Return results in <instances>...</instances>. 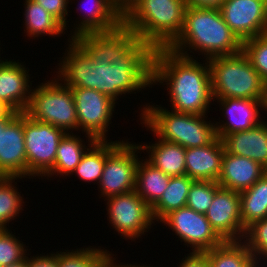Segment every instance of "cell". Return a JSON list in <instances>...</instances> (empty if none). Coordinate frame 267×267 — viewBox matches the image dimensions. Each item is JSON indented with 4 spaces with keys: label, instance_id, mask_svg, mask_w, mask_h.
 I'll return each instance as SVG.
<instances>
[{
    "label": "cell",
    "instance_id": "cell-1",
    "mask_svg": "<svg viewBox=\"0 0 267 267\" xmlns=\"http://www.w3.org/2000/svg\"><path fill=\"white\" fill-rule=\"evenodd\" d=\"M63 57L57 63V77L69 88H88L109 96L116 103L123 94L152 88L154 48L139 40L114 63L94 62L73 40L68 38ZM62 60V61H61Z\"/></svg>",
    "mask_w": 267,
    "mask_h": 267
},
{
    "label": "cell",
    "instance_id": "cell-2",
    "mask_svg": "<svg viewBox=\"0 0 267 267\" xmlns=\"http://www.w3.org/2000/svg\"><path fill=\"white\" fill-rule=\"evenodd\" d=\"M197 60L168 48L154 50L152 85L167 86L172 111L207 115L210 104L213 105L208 60H204L205 64Z\"/></svg>",
    "mask_w": 267,
    "mask_h": 267
},
{
    "label": "cell",
    "instance_id": "cell-3",
    "mask_svg": "<svg viewBox=\"0 0 267 267\" xmlns=\"http://www.w3.org/2000/svg\"><path fill=\"white\" fill-rule=\"evenodd\" d=\"M167 48L176 54L194 59L196 57L192 53L198 52V55L208 60L211 57L241 52L242 42L225 23L219 8L187 6L183 29Z\"/></svg>",
    "mask_w": 267,
    "mask_h": 267
},
{
    "label": "cell",
    "instance_id": "cell-4",
    "mask_svg": "<svg viewBox=\"0 0 267 267\" xmlns=\"http://www.w3.org/2000/svg\"><path fill=\"white\" fill-rule=\"evenodd\" d=\"M185 0H137L123 13V25L154 49L167 48L181 33Z\"/></svg>",
    "mask_w": 267,
    "mask_h": 267
},
{
    "label": "cell",
    "instance_id": "cell-5",
    "mask_svg": "<svg viewBox=\"0 0 267 267\" xmlns=\"http://www.w3.org/2000/svg\"><path fill=\"white\" fill-rule=\"evenodd\" d=\"M153 105H143L139 120L158 139L195 148L206 146L216 138L214 122L205 120L208 116L170 111L161 105Z\"/></svg>",
    "mask_w": 267,
    "mask_h": 267
},
{
    "label": "cell",
    "instance_id": "cell-6",
    "mask_svg": "<svg viewBox=\"0 0 267 267\" xmlns=\"http://www.w3.org/2000/svg\"><path fill=\"white\" fill-rule=\"evenodd\" d=\"M213 99L264 100L265 83L241 51L208 59Z\"/></svg>",
    "mask_w": 267,
    "mask_h": 267
},
{
    "label": "cell",
    "instance_id": "cell-7",
    "mask_svg": "<svg viewBox=\"0 0 267 267\" xmlns=\"http://www.w3.org/2000/svg\"><path fill=\"white\" fill-rule=\"evenodd\" d=\"M25 113L32 119L51 124L66 133L78 131L77 112L71 88L57 76L32 89Z\"/></svg>",
    "mask_w": 267,
    "mask_h": 267
},
{
    "label": "cell",
    "instance_id": "cell-8",
    "mask_svg": "<svg viewBox=\"0 0 267 267\" xmlns=\"http://www.w3.org/2000/svg\"><path fill=\"white\" fill-rule=\"evenodd\" d=\"M140 152L139 144L128 140H108V157L98 183V192L105 197L103 199L135 190L140 160L137 154Z\"/></svg>",
    "mask_w": 267,
    "mask_h": 267
},
{
    "label": "cell",
    "instance_id": "cell-9",
    "mask_svg": "<svg viewBox=\"0 0 267 267\" xmlns=\"http://www.w3.org/2000/svg\"><path fill=\"white\" fill-rule=\"evenodd\" d=\"M23 130L27 178H43L53 169L59 142L66 132L51 124L38 122L25 112L23 113Z\"/></svg>",
    "mask_w": 267,
    "mask_h": 267
},
{
    "label": "cell",
    "instance_id": "cell-10",
    "mask_svg": "<svg viewBox=\"0 0 267 267\" xmlns=\"http://www.w3.org/2000/svg\"><path fill=\"white\" fill-rule=\"evenodd\" d=\"M107 204V219L112 229L125 240L133 242L145 235L156 225L151 207L136 193L135 190L112 196L104 200Z\"/></svg>",
    "mask_w": 267,
    "mask_h": 267
},
{
    "label": "cell",
    "instance_id": "cell-11",
    "mask_svg": "<svg viewBox=\"0 0 267 267\" xmlns=\"http://www.w3.org/2000/svg\"><path fill=\"white\" fill-rule=\"evenodd\" d=\"M78 121V132L86 133L96 141L108 140L106 136L114 117L116 102L94 89L71 88ZM109 128V129H108Z\"/></svg>",
    "mask_w": 267,
    "mask_h": 267
},
{
    "label": "cell",
    "instance_id": "cell-12",
    "mask_svg": "<svg viewBox=\"0 0 267 267\" xmlns=\"http://www.w3.org/2000/svg\"><path fill=\"white\" fill-rule=\"evenodd\" d=\"M178 236L192 252H205L218 247L224 240L216 233L205 214L185 206L171 211L161 221ZM192 248V249H191Z\"/></svg>",
    "mask_w": 267,
    "mask_h": 267
},
{
    "label": "cell",
    "instance_id": "cell-13",
    "mask_svg": "<svg viewBox=\"0 0 267 267\" xmlns=\"http://www.w3.org/2000/svg\"><path fill=\"white\" fill-rule=\"evenodd\" d=\"M219 10L241 42L267 33V0H224Z\"/></svg>",
    "mask_w": 267,
    "mask_h": 267
},
{
    "label": "cell",
    "instance_id": "cell-14",
    "mask_svg": "<svg viewBox=\"0 0 267 267\" xmlns=\"http://www.w3.org/2000/svg\"><path fill=\"white\" fill-rule=\"evenodd\" d=\"M73 40L94 62L103 64L122 58L139 41V37L122 25L112 32L84 33Z\"/></svg>",
    "mask_w": 267,
    "mask_h": 267
},
{
    "label": "cell",
    "instance_id": "cell-15",
    "mask_svg": "<svg viewBox=\"0 0 267 267\" xmlns=\"http://www.w3.org/2000/svg\"><path fill=\"white\" fill-rule=\"evenodd\" d=\"M212 228L224 241H241L246 228L240 215V194L220 187L205 213Z\"/></svg>",
    "mask_w": 267,
    "mask_h": 267
},
{
    "label": "cell",
    "instance_id": "cell-16",
    "mask_svg": "<svg viewBox=\"0 0 267 267\" xmlns=\"http://www.w3.org/2000/svg\"><path fill=\"white\" fill-rule=\"evenodd\" d=\"M221 107L224 120L214 123L216 137L222 138L225 135L235 132L252 129L261 124L264 120L260 111L265 110L263 100L225 98L213 99ZM221 122V123H220Z\"/></svg>",
    "mask_w": 267,
    "mask_h": 267
},
{
    "label": "cell",
    "instance_id": "cell-17",
    "mask_svg": "<svg viewBox=\"0 0 267 267\" xmlns=\"http://www.w3.org/2000/svg\"><path fill=\"white\" fill-rule=\"evenodd\" d=\"M25 65L14 59L0 61V101L17 113H24L31 99L33 81Z\"/></svg>",
    "mask_w": 267,
    "mask_h": 267
},
{
    "label": "cell",
    "instance_id": "cell-18",
    "mask_svg": "<svg viewBox=\"0 0 267 267\" xmlns=\"http://www.w3.org/2000/svg\"><path fill=\"white\" fill-rule=\"evenodd\" d=\"M0 176L27 178L23 113L0 130Z\"/></svg>",
    "mask_w": 267,
    "mask_h": 267
},
{
    "label": "cell",
    "instance_id": "cell-19",
    "mask_svg": "<svg viewBox=\"0 0 267 267\" xmlns=\"http://www.w3.org/2000/svg\"><path fill=\"white\" fill-rule=\"evenodd\" d=\"M72 2V0H69ZM77 1V0H76ZM91 5H90V4ZM81 4H88L79 7L85 8L83 18L76 21L74 30H70V38L84 33L112 32L119 29L123 25V13L116 7L113 0H86ZM79 4V5H81ZM90 7V8H89ZM83 12V10H80ZM73 31V33H72Z\"/></svg>",
    "mask_w": 267,
    "mask_h": 267
},
{
    "label": "cell",
    "instance_id": "cell-20",
    "mask_svg": "<svg viewBox=\"0 0 267 267\" xmlns=\"http://www.w3.org/2000/svg\"><path fill=\"white\" fill-rule=\"evenodd\" d=\"M266 171L259 162L224 152L217 183L222 188L241 193L256 183Z\"/></svg>",
    "mask_w": 267,
    "mask_h": 267
},
{
    "label": "cell",
    "instance_id": "cell-21",
    "mask_svg": "<svg viewBox=\"0 0 267 267\" xmlns=\"http://www.w3.org/2000/svg\"><path fill=\"white\" fill-rule=\"evenodd\" d=\"M224 152V145L218 137L206 146L186 148V175L194 181H217Z\"/></svg>",
    "mask_w": 267,
    "mask_h": 267
},
{
    "label": "cell",
    "instance_id": "cell-22",
    "mask_svg": "<svg viewBox=\"0 0 267 267\" xmlns=\"http://www.w3.org/2000/svg\"><path fill=\"white\" fill-rule=\"evenodd\" d=\"M225 152L250 158L267 169V119L252 129L221 138Z\"/></svg>",
    "mask_w": 267,
    "mask_h": 267
},
{
    "label": "cell",
    "instance_id": "cell-23",
    "mask_svg": "<svg viewBox=\"0 0 267 267\" xmlns=\"http://www.w3.org/2000/svg\"><path fill=\"white\" fill-rule=\"evenodd\" d=\"M147 152L146 160L166 175L175 177L186 175V148L179 144L157 139L155 143L139 145ZM148 157V158H147Z\"/></svg>",
    "mask_w": 267,
    "mask_h": 267
},
{
    "label": "cell",
    "instance_id": "cell-24",
    "mask_svg": "<svg viewBox=\"0 0 267 267\" xmlns=\"http://www.w3.org/2000/svg\"><path fill=\"white\" fill-rule=\"evenodd\" d=\"M85 137L87 138L86 142L85 139L75 135L74 132L66 133L63 136L58 145L53 169L45 176L47 179L48 177L53 178L55 175L58 177L73 175V171L80 163L84 153L96 141L89 135L85 134ZM85 143H88L87 146Z\"/></svg>",
    "mask_w": 267,
    "mask_h": 267
},
{
    "label": "cell",
    "instance_id": "cell-25",
    "mask_svg": "<svg viewBox=\"0 0 267 267\" xmlns=\"http://www.w3.org/2000/svg\"><path fill=\"white\" fill-rule=\"evenodd\" d=\"M23 5L24 33L27 37L35 40V37L38 39L40 35L61 37L63 33L65 34L64 26L35 0H25Z\"/></svg>",
    "mask_w": 267,
    "mask_h": 267
},
{
    "label": "cell",
    "instance_id": "cell-26",
    "mask_svg": "<svg viewBox=\"0 0 267 267\" xmlns=\"http://www.w3.org/2000/svg\"><path fill=\"white\" fill-rule=\"evenodd\" d=\"M144 161V162H143ZM171 176L155 168L146 159L139 160L136 171V193L152 207L166 190Z\"/></svg>",
    "mask_w": 267,
    "mask_h": 267
},
{
    "label": "cell",
    "instance_id": "cell-27",
    "mask_svg": "<svg viewBox=\"0 0 267 267\" xmlns=\"http://www.w3.org/2000/svg\"><path fill=\"white\" fill-rule=\"evenodd\" d=\"M205 253L210 267H260L243 240L224 241Z\"/></svg>",
    "mask_w": 267,
    "mask_h": 267
},
{
    "label": "cell",
    "instance_id": "cell-28",
    "mask_svg": "<svg viewBox=\"0 0 267 267\" xmlns=\"http://www.w3.org/2000/svg\"><path fill=\"white\" fill-rule=\"evenodd\" d=\"M194 180L187 175L171 177L161 198L151 207L154 222L161 221L171 211L185 207Z\"/></svg>",
    "mask_w": 267,
    "mask_h": 267
},
{
    "label": "cell",
    "instance_id": "cell-29",
    "mask_svg": "<svg viewBox=\"0 0 267 267\" xmlns=\"http://www.w3.org/2000/svg\"><path fill=\"white\" fill-rule=\"evenodd\" d=\"M240 194V215L245 228L267 218V171L250 188Z\"/></svg>",
    "mask_w": 267,
    "mask_h": 267
},
{
    "label": "cell",
    "instance_id": "cell-30",
    "mask_svg": "<svg viewBox=\"0 0 267 267\" xmlns=\"http://www.w3.org/2000/svg\"><path fill=\"white\" fill-rule=\"evenodd\" d=\"M107 157L108 140L95 141L84 153L73 173L82 181L94 184L97 182L98 185Z\"/></svg>",
    "mask_w": 267,
    "mask_h": 267
},
{
    "label": "cell",
    "instance_id": "cell-31",
    "mask_svg": "<svg viewBox=\"0 0 267 267\" xmlns=\"http://www.w3.org/2000/svg\"><path fill=\"white\" fill-rule=\"evenodd\" d=\"M17 179L22 177H3L0 176V228L9 227V223L19 217L23 211V201L18 188L15 186ZM15 183V184H13Z\"/></svg>",
    "mask_w": 267,
    "mask_h": 267
},
{
    "label": "cell",
    "instance_id": "cell-32",
    "mask_svg": "<svg viewBox=\"0 0 267 267\" xmlns=\"http://www.w3.org/2000/svg\"><path fill=\"white\" fill-rule=\"evenodd\" d=\"M65 251H58V267H106V257L109 254V251L99 246Z\"/></svg>",
    "mask_w": 267,
    "mask_h": 267
},
{
    "label": "cell",
    "instance_id": "cell-33",
    "mask_svg": "<svg viewBox=\"0 0 267 267\" xmlns=\"http://www.w3.org/2000/svg\"><path fill=\"white\" fill-rule=\"evenodd\" d=\"M243 241L247 244L258 266L267 267L265 266L267 262V218L255 221L248 226Z\"/></svg>",
    "mask_w": 267,
    "mask_h": 267
},
{
    "label": "cell",
    "instance_id": "cell-34",
    "mask_svg": "<svg viewBox=\"0 0 267 267\" xmlns=\"http://www.w3.org/2000/svg\"><path fill=\"white\" fill-rule=\"evenodd\" d=\"M10 230L8 227L0 228V267L19 263L27 256L28 246Z\"/></svg>",
    "mask_w": 267,
    "mask_h": 267
},
{
    "label": "cell",
    "instance_id": "cell-35",
    "mask_svg": "<svg viewBox=\"0 0 267 267\" xmlns=\"http://www.w3.org/2000/svg\"><path fill=\"white\" fill-rule=\"evenodd\" d=\"M220 187L217 181H194L188 193L186 206L205 214Z\"/></svg>",
    "mask_w": 267,
    "mask_h": 267
},
{
    "label": "cell",
    "instance_id": "cell-36",
    "mask_svg": "<svg viewBox=\"0 0 267 267\" xmlns=\"http://www.w3.org/2000/svg\"><path fill=\"white\" fill-rule=\"evenodd\" d=\"M242 52L267 83V33L242 42Z\"/></svg>",
    "mask_w": 267,
    "mask_h": 267
},
{
    "label": "cell",
    "instance_id": "cell-37",
    "mask_svg": "<svg viewBox=\"0 0 267 267\" xmlns=\"http://www.w3.org/2000/svg\"><path fill=\"white\" fill-rule=\"evenodd\" d=\"M38 4L44 7L52 16H54L63 26L64 30H67L69 23L68 12L69 0H35ZM67 16V17H66ZM66 27V28H65Z\"/></svg>",
    "mask_w": 267,
    "mask_h": 267
},
{
    "label": "cell",
    "instance_id": "cell-38",
    "mask_svg": "<svg viewBox=\"0 0 267 267\" xmlns=\"http://www.w3.org/2000/svg\"><path fill=\"white\" fill-rule=\"evenodd\" d=\"M179 263L178 267H210L205 252H190Z\"/></svg>",
    "mask_w": 267,
    "mask_h": 267
},
{
    "label": "cell",
    "instance_id": "cell-39",
    "mask_svg": "<svg viewBox=\"0 0 267 267\" xmlns=\"http://www.w3.org/2000/svg\"><path fill=\"white\" fill-rule=\"evenodd\" d=\"M29 267H58V251L47 255L30 256Z\"/></svg>",
    "mask_w": 267,
    "mask_h": 267
},
{
    "label": "cell",
    "instance_id": "cell-40",
    "mask_svg": "<svg viewBox=\"0 0 267 267\" xmlns=\"http://www.w3.org/2000/svg\"><path fill=\"white\" fill-rule=\"evenodd\" d=\"M224 0H185L187 6L219 8Z\"/></svg>",
    "mask_w": 267,
    "mask_h": 267
},
{
    "label": "cell",
    "instance_id": "cell-41",
    "mask_svg": "<svg viewBox=\"0 0 267 267\" xmlns=\"http://www.w3.org/2000/svg\"><path fill=\"white\" fill-rule=\"evenodd\" d=\"M115 257H114V254H112V252H109V254H108V256L106 257V267H150V265L149 266H147V265H145V264H142V265H137V264H122V263H116L117 262V260L115 261ZM151 267H153V266H151Z\"/></svg>",
    "mask_w": 267,
    "mask_h": 267
},
{
    "label": "cell",
    "instance_id": "cell-42",
    "mask_svg": "<svg viewBox=\"0 0 267 267\" xmlns=\"http://www.w3.org/2000/svg\"><path fill=\"white\" fill-rule=\"evenodd\" d=\"M116 7L124 13L137 0H113Z\"/></svg>",
    "mask_w": 267,
    "mask_h": 267
},
{
    "label": "cell",
    "instance_id": "cell-43",
    "mask_svg": "<svg viewBox=\"0 0 267 267\" xmlns=\"http://www.w3.org/2000/svg\"><path fill=\"white\" fill-rule=\"evenodd\" d=\"M19 113L12 111L5 119H0V130L4 128L18 115Z\"/></svg>",
    "mask_w": 267,
    "mask_h": 267
},
{
    "label": "cell",
    "instance_id": "cell-44",
    "mask_svg": "<svg viewBox=\"0 0 267 267\" xmlns=\"http://www.w3.org/2000/svg\"><path fill=\"white\" fill-rule=\"evenodd\" d=\"M13 110L0 101V119H5Z\"/></svg>",
    "mask_w": 267,
    "mask_h": 267
},
{
    "label": "cell",
    "instance_id": "cell-45",
    "mask_svg": "<svg viewBox=\"0 0 267 267\" xmlns=\"http://www.w3.org/2000/svg\"><path fill=\"white\" fill-rule=\"evenodd\" d=\"M29 255L30 254L28 253L26 258L20 261L19 263L12 264V265L5 266V267H29V257H28Z\"/></svg>",
    "mask_w": 267,
    "mask_h": 267
},
{
    "label": "cell",
    "instance_id": "cell-46",
    "mask_svg": "<svg viewBox=\"0 0 267 267\" xmlns=\"http://www.w3.org/2000/svg\"><path fill=\"white\" fill-rule=\"evenodd\" d=\"M264 108H265V112L267 111V83L265 84V97H264Z\"/></svg>",
    "mask_w": 267,
    "mask_h": 267
}]
</instances>
